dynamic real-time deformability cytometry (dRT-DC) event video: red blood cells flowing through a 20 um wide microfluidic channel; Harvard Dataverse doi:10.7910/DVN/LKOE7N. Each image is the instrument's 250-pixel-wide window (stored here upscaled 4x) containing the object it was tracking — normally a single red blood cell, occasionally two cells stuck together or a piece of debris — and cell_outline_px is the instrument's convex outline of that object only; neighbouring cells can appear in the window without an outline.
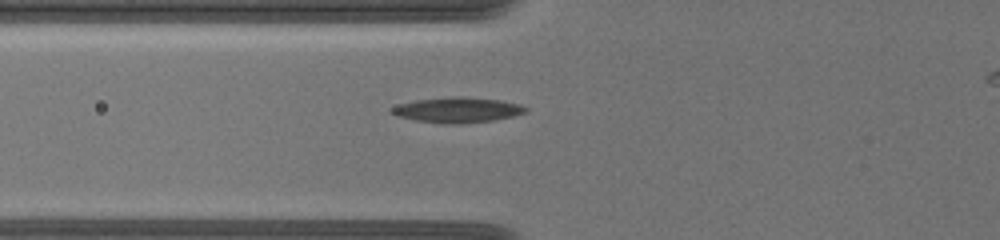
{"species": "common noctule bat (a hibernating species)", "species_latin": "Nyctalus noctula", "temperature_condition": "warm", "stored_images_in_passage": 23, "camera_frame_rate_fps": 3000, "um_per_image_px": 0.085, "animal": {"sex": "female", "body_mass_g": 19.5, "forearm_length_mm": 54.1}, "frame": {"image": 1, "passage_image": 2, "time_ms": 0.667, "image_size_px": [1000, 240], "cell_outline_px": [[528, 112], [512, 116], [492, 120], [460, 124], [444, 124], [416, 120], [396, 116], [388, 112], [392, 108], [400, 104], [416, 100], [500, 100], [520, 104], [528, 108]], "centroid_in_image_um": [38.88, 9.41], "position_along_channel_um": 86.9, "area_um2": 18.44}}
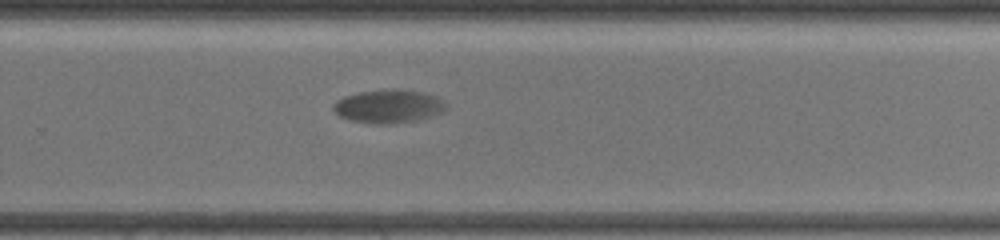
{"frame": {"image": 2, "passage_image": 11, "time_ms": 7.0, "image_size_px": [1000, 240], "cell_outline_px": [[444, 108], [440, 112], [428, 116], [412, 120], [388, 124], [376, 124], [352, 120], [340, 116], [332, 108], [332, 104], [336, 100], [344, 96], [360, 92], [392, 88], [396, 88], [420, 92], [432, 96], [440, 100], [444, 104]], "centroid_in_image_um": [32.91, 9.02], "position_along_channel_um": 296.9, "area_um2": 21.27}}
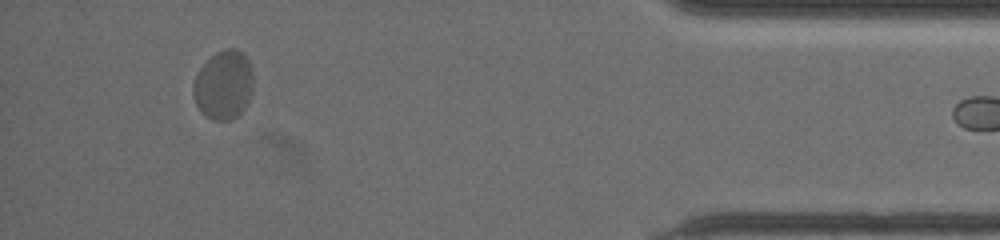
{"frame": {"image": 3, "passage_image": 22, "time_ms": 12.0, "image_size_px": [1000, 240], "cell_outline_px": [[252, 88], [248, 100], [244, 108], [236, 116], [228, 120], [216, 120], [204, 116], [200, 112], [196, 104], [192, 92], [192, 88], [196, 76], [200, 68], [216, 52], [228, 48], [236, 48], [244, 52], [248, 60], [252, 72]], "centroid_in_image_um": [18.99, 7.21], "position_along_channel_um": 416.2, "area_um2": 23.99}}